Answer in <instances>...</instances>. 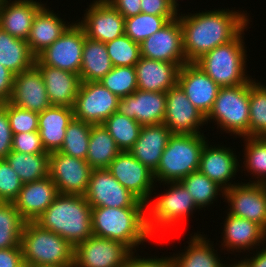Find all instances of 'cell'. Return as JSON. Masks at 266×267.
<instances>
[{
  "instance_id": "obj_57",
  "label": "cell",
  "mask_w": 266,
  "mask_h": 267,
  "mask_svg": "<svg viewBox=\"0 0 266 267\" xmlns=\"http://www.w3.org/2000/svg\"><path fill=\"white\" fill-rule=\"evenodd\" d=\"M173 2V4L176 6V7H179V4L177 3L178 0H171Z\"/></svg>"
},
{
  "instance_id": "obj_16",
  "label": "cell",
  "mask_w": 266,
  "mask_h": 267,
  "mask_svg": "<svg viewBox=\"0 0 266 267\" xmlns=\"http://www.w3.org/2000/svg\"><path fill=\"white\" fill-rule=\"evenodd\" d=\"M163 124L172 134H201L200 127L206 124V117L194 107L184 91L176 85L166 92Z\"/></svg>"
},
{
  "instance_id": "obj_43",
  "label": "cell",
  "mask_w": 266,
  "mask_h": 267,
  "mask_svg": "<svg viewBox=\"0 0 266 267\" xmlns=\"http://www.w3.org/2000/svg\"><path fill=\"white\" fill-rule=\"evenodd\" d=\"M99 82L119 98L126 97L138 89L134 66L113 67Z\"/></svg>"
},
{
  "instance_id": "obj_42",
  "label": "cell",
  "mask_w": 266,
  "mask_h": 267,
  "mask_svg": "<svg viewBox=\"0 0 266 267\" xmlns=\"http://www.w3.org/2000/svg\"><path fill=\"white\" fill-rule=\"evenodd\" d=\"M246 142L244 149V167L247 172L257 178L248 183L266 184V137H243Z\"/></svg>"
},
{
  "instance_id": "obj_31",
  "label": "cell",
  "mask_w": 266,
  "mask_h": 267,
  "mask_svg": "<svg viewBox=\"0 0 266 267\" xmlns=\"http://www.w3.org/2000/svg\"><path fill=\"white\" fill-rule=\"evenodd\" d=\"M106 44L85 37L82 62L79 73L81 82H96L101 80L113 69Z\"/></svg>"
},
{
  "instance_id": "obj_40",
  "label": "cell",
  "mask_w": 266,
  "mask_h": 267,
  "mask_svg": "<svg viewBox=\"0 0 266 267\" xmlns=\"http://www.w3.org/2000/svg\"><path fill=\"white\" fill-rule=\"evenodd\" d=\"M249 137H266V86L250 80Z\"/></svg>"
},
{
  "instance_id": "obj_32",
  "label": "cell",
  "mask_w": 266,
  "mask_h": 267,
  "mask_svg": "<svg viewBox=\"0 0 266 267\" xmlns=\"http://www.w3.org/2000/svg\"><path fill=\"white\" fill-rule=\"evenodd\" d=\"M36 57L31 53L27 40L15 38L0 27V64L14 75L34 66Z\"/></svg>"
},
{
  "instance_id": "obj_52",
  "label": "cell",
  "mask_w": 266,
  "mask_h": 267,
  "mask_svg": "<svg viewBox=\"0 0 266 267\" xmlns=\"http://www.w3.org/2000/svg\"><path fill=\"white\" fill-rule=\"evenodd\" d=\"M14 74L0 64V104L8 102L12 96Z\"/></svg>"
},
{
  "instance_id": "obj_1",
  "label": "cell",
  "mask_w": 266,
  "mask_h": 267,
  "mask_svg": "<svg viewBox=\"0 0 266 267\" xmlns=\"http://www.w3.org/2000/svg\"><path fill=\"white\" fill-rule=\"evenodd\" d=\"M178 18L187 62H195L215 47L232 41L250 22L247 13L229 8L186 15L179 13Z\"/></svg>"
},
{
  "instance_id": "obj_46",
  "label": "cell",
  "mask_w": 266,
  "mask_h": 267,
  "mask_svg": "<svg viewBox=\"0 0 266 267\" xmlns=\"http://www.w3.org/2000/svg\"><path fill=\"white\" fill-rule=\"evenodd\" d=\"M23 186L20 177L6 159H0V202H12Z\"/></svg>"
},
{
  "instance_id": "obj_4",
  "label": "cell",
  "mask_w": 266,
  "mask_h": 267,
  "mask_svg": "<svg viewBox=\"0 0 266 267\" xmlns=\"http://www.w3.org/2000/svg\"><path fill=\"white\" fill-rule=\"evenodd\" d=\"M248 25L230 42L215 47L194 63L220 87L242 85L251 80L246 75V48L244 34Z\"/></svg>"
},
{
  "instance_id": "obj_38",
  "label": "cell",
  "mask_w": 266,
  "mask_h": 267,
  "mask_svg": "<svg viewBox=\"0 0 266 267\" xmlns=\"http://www.w3.org/2000/svg\"><path fill=\"white\" fill-rule=\"evenodd\" d=\"M191 194L195 204L202 210L214 204L218 195L224 197V189L202 174L199 170L192 172L180 181ZM221 191V192H220ZM205 207V208H204Z\"/></svg>"
},
{
  "instance_id": "obj_2",
  "label": "cell",
  "mask_w": 266,
  "mask_h": 267,
  "mask_svg": "<svg viewBox=\"0 0 266 267\" xmlns=\"http://www.w3.org/2000/svg\"><path fill=\"white\" fill-rule=\"evenodd\" d=\"M91 218L92 207L85 196L59 194L35 223L75 247L93 235Z\"/></svg>"
},
{
  "instance_id": "obj_45",
  "label": "cell",
  "mask_w": 266,
  "mask_h": 267,
  "mask_svg": "<svg viewBox=\"0 0 266 267\" xmlns=\"http://www.w3.org/2000/svg\"><path fill=\"white\" fill-rule=\"evenodd\" d=\"M0 105L7 111L13 134L38 132L39 113L14 106L9 101Z\"/></svg>"
},
{
  "instance_id": "obj_36",
  "label": "cell",
  "mask_w": 266,
  "mask_h": 267,
  "mask_svg": "<svg viewBox=\"0 0 266 267\" xmlns=\"http://www.w3.org/2000/svg\"><path fill=\"white\" fill-rule=\"evenodd\" d=\"M25 223L12 202H0V249L20 246Z\"/></svg>"
},
{
  "instance_id": "obj_24",
  "label": "cell",
  "mask_w": 266,
  "mask_h": 267,
  "mask_svg": "<svg viewBox=\"0 0 266 267\" xmlns=\"http://www.w3.org/2000/svg\"><path fill=\"white\" fill-rule=\"evenodd\" d=\"M225 220L221 244L224 248L222 249L226 247V251L239 253L247 250L251 253L250 251L259 245L265 244L266 230L258 223L228 213Z\"/></svg>"
},
{
  "instance_id": "obj_9",
  "label": "cell",
  "mask_w": 266,
  "mask_h": 267,
  "mask_svg": "<svg viewBox=\"0 0 266 267\" xmlns=\"http://www.w3.org/2000/svg\"><path fill=\"white\" fill-rule=\"evenodd\" d=\"M75 22L36 57L34 65H47L79 75L86 33Z\"/></svg>"
},
{
  "instance_id": "obj_11",
  "label": "cell",
  "mask_w": 266,
  "mask_h": 267,
  "mask_svg": "<svg viewBox=\"0 0 266 267\" xmlns=\"http://www.w3.org/2000/svg\"><path fill=\"white\" fill-rule=\"evenodd\" d=\"M132 251L123 243L92 235L74 247V267H126Z\"/></svg>"
},
{
  "instance_id": "obj_34",
  "label": "cell",
  "mask_w": 266,
  "mask_h": 267,
  "mask_svg": "<svg viewBox=\"0 0 266 267\" xmlns=\"http://www.w3.org/2000/svg\"><path fill=\"white\" fill-rule=\"evenodd\" d=\"M116 142L102 125H92L86 161L92 169H105L120 153Z\"/></svg>"
},
{
  "instance_id": "obj_22",
  "label": "cell",
  "mask_w": 266,
  "mask_h": 267,
  "mask_svg": "<svg viewBox=\"0 0 266 267\" xmlns=\"http://www.w3.org/2000/svg\"><path fill=\"white\" fill-rule=\"evenodd\" d=\"M238 167L240 165L236 153L230 147L209 146L208 141L206 142L200 156L199 171L202 174L227 190L235 185L230 180L239 171Z\"/></svg>"
},
{
  "instance_id": "obj_19",
  "label": "cell",
  "mask_w": 266,
  "mask_h": 267,
  "mask_svg": "<svg viewBox=\"0 0 266 267\" xmlns=\"http://www.w3.org/2000/svg\"><path fill=\"white\" fill-rule=\"evenodd\" d=\"M177 85L206 117L213 107L220 86L194 62H187L180 67Z\"/></svg>"
},
{
  "instance_id": "obj_48",
  "label": "cell",
  "mask_w": 266,
  "mask_h": 267,
  "mask_svg": "<svg viewBox=\"0 0 266 267\" xmlns=\"http://www.w3.org/2000/svg\"><path fill=\"white\" fill-rule=\"evenodd\" d=\"M178 7L171 0H141V12L156 16H178Z\"/></svg>"
},
{
  "instance_id": "obj_20",
  "label": "cell",
  "mask_w": 266,
  "mask_h": 267,
  "mask_svg": "<svg viewBox=\"0 0 266 267\" xmlns=\"http://www.w3.org/2000/svg\"><path fill=\"white\" fill-rule=\"evenodd\" d=\"M166 92L136 90L120 98L116 112L137 121L141 126L163 123Z\"/></svg>"
},
{
  "instance_id": "obj_28",
  "label": "cell",
  "mask_w": 266,
  "mask_h": 267,
  "mask_svg": "<svg viewBox=\"0 0 266 267\" xmlns=\"http://www.w3.org/2000/svg\"><path fill=\"white\" fill-rule=\"evenodd\" d=\"M41 73L51 106L74 107L80 86L78 74L47 65H34Z\"/></svg>"
},
{
  "instance_id": "obj_35",
  "label": "cell",
  "mask_w": 266,
  "mask_h": 267,
  "mask_svg": "<svg viewBox=\"0 0 266 267\" xmlns=\"http://www.w3.org/2000/svg\"><path fill=\"white\" fill-rule=\"evenodd\" d=\"M50 154H26L11 151L6 161L20 177L23 184L38 181L49 176Z\"/></svg>"
},
{
  "instance_id": "obj_10",
  "label": "cell",
  "mask_w": 266,
  "mask_h": 267,
  "mask_svg": "<svg viewBox=\"0 0 266 267\" xmlns=\"http://www.w3.org/2000/svg\"><path fill=\"white\" fill-rule=\"evenodd\" d=\"M119 100L99 81L81 82L73 107L74 118L91 125H102L116 112Z\"/></svg>"
},
{
  "instance_id": "obj_30",
  "label": "cell",
  "mask_w": 266,
  "mask_h": 267,
  "mask_svg": "<svg viewBox=\"0 0 266 267\" xmlns=\"http://www.w3.org/2000/svg\"><path fill=\"white\" fill-rule=\"evenodd\" d=\"M74 118L72 107L50 106L39 113L38 132L49 154L59 151L66 135V128Z\"/></svg>"
},
{
  "instance_id": "obj_29",
  "label": "cell",
  "mask_w": 266,
  "mask_h": 267,
  "mask_svg": "<svg viewBox=\"0 0 266 267\" xmlns=\"http://www.w3.org/2000/svg\"><path fill=\"white\" fill-rule=\"evenodd\" d=\"M71 25L66 24L60 16L49 10L45 5L37 12L33 19L27 43L31 53L37 57L42 51L57 40Z\"/></svg>"
},
{
  "instance_id": "obj_23",
  "label": "cell",
  "mask_w": 266,
  "mask_h": 267,
  "mask_svg": "<svg viewBox=\"0 0 266 267\" xmlns=\"http://www.w3.org/2000/svg\"><path fill=\"white\" fill-rule=\"evenodd\" d=\"M58 195L56 185L48 176L23 184L13 204L26 222H35Z\"/></svg>"
},
{
  "instance_id": "obj_5",
  "label": "cell",
  "mask_w": 266,
  "mask_h": 267,
  "mask_svg": "<svg viewBox=\"0 0 266 267\" xmlns=\"http://www.w3.org/2000/svg\"><path fill=\"white\" fill-rule=\"evenodd\" d=\"M208 140L204 134H172L153 173L155 182H178L199 170L202 149ZM160 181V182H159Z\"/></svg>"
},
{
  "instance_id": "obj_17",
  "label": "cell",
  "mask_w": 266,
  "mask_h": 267,
  "mask_svg": "<svg viewBox=\"0 0 266 267\" xmlns=\"http://www.w3.org/2000/svg\"><path fill=\"white\" fill-rule=\"evenodd\" d=\"M85 11L77 22L86 37L106 43L125 34V18L107 0H94Z\"/></svg>"
},
{
  "instance_id": "obj_55",
  "label": "cell",
  "mask_w": 266,
  "mask_h": 267,
  "mask_svg": "<svg viewBox=\"0 0 266 267\" xmlns=\"http://www.w3.org/2000/svg\"><path fill=\"white\" fill-rule=\"evenodd\" d=\"M222 267H250L247 260L244 258L241 261H236V263H233L232 265H228V264H222Z\"/></svg>"
},
{
  "instance_id": "obj_49",
  "label": "cell",
  "mask_w": 266,
  "mask_h": 267,
  "mask_svg": "<svg viewBox=\"0 0 266 267\" xmlns=\"http://www.w3.org/2000/svg\"><path fill=\"white\" fill-rule=\"evenodd\" d=\"M13 133L7 111L0 105V159H5L12 151Z\"/></svg>"
},
{
  "instance_id": "obj_50",
  "label": "cell",
  "mask_w": 266,
  "mask_h": 267,
  "mask_svg": "<svg viewBox=\"0 0 266 267\" xmlns=\"http://www.w3.org/2000/svg\"><path fill=\"white\" fill-rule=\"evenodd\" d=\"M135 251H133L126 263V267H176L175 261L171 257H161L157 258H141L142 256H134ZM139 257V258H138Z\"/></svg>"
},
{
  "instance_id": "obj_51",
  "label": "cell",
  "mask_w": 266,
  "mask_h": 267,
  "mask_svg": "<svg viewBox=\"0 0 266 267\" xmlns=\"http://www.w3.org/2000/svg\"><path fill=\"white\" fill-rule=\"evenodd\" d=\"M0 267H25L21 246L0 249Z\"/></svg>"
},
{
  "instance_id": "obj_47",
  "label": "cell",
  "mask_w": 266,
  "mask_h": 267,
  "mask_svg": "<svg viewBox=\"0 0 266 267\" xmlns=\"http://www.w3.org/2000/svg\"><path fill=\"white\" fill-rule=\"evenodd\" d=\"M12 151L26 154H49L42 144L39 132L13 134Z\"/></svg>"
},
{
  "instance_id": "obj_37",
  "label": "cell",
  "mask_w": 266,
  "mask_h": 267,
  "mask_svg": "<svg viewBox=\"0 0 266 267\" xmlns=\"http://www.w3.org/2000/svg\"><path fill=\"white\" fill-rule=\"evenodd\" d=\"M102 126L110 133L120 151H129L138 140L141 125L132 118L117 112L108 117Z\"/></svg>"
},
{
  "instance_id": "obj_44",
  "label": "cell",
  "mask_w": 266,
  "mask_h": 267,
  "mask_svg": "<svg viewBox=\"0 0 266 267\" xmlns=\"http://www.w3.org/2000/svg\"><path fill=\"white\" fill-rule=\"evenodd\" d=\"M105 44L114 67L135 66L141 57L140 44L132 41L126 34Z\"/></svg>"
},
{
  "instance_id": "obj_27",
  "label": "cell",
  "mask_w": 266,
  "mask_h": 267,
  "mask_svg": "<svg viewBox=\"0 0 266 267\" xmlns=\"http://www.w3.org/2000/svg\"><path fill=\"white\" fill-rule=\"evenodd\" d=\"M171 135L163 123L142 126L138 140L128 152L154 173Z\"/></svg>"
},
{
  "instance_id": "obj_6",
  "label": "cell",
  "mask_w": 266,
  "mask_h": 267,
  "mask_svg": "<svg viewBox=\"0 0 266 267\" xmlns=\"http://www.w3.org/2000/svg\"><path fill=\"white\" fill-rule=\"evenodd\" d=\"M20 246L24 266L74 265V246L35 222L25 223Z\"/></svg>"
},
{
  "instance_id": "obj_8",
  "label": "cell",
  "mask_w": 266,
  "mask_h": 267,
  "mask_svg": "<svg viewBox=\"0 0 266 267\" xmlns=\"http://www.w3.org/2000/svg\"><path fill=\"white\" fill-rule=\"evenodd\" d=\"M166 185L168 190L149 203L150 206H146L147 225L152 235L156 234L159 228L166 230L172 226L176 227L181 220L184 221L183 219L189 218V215L200 209L180 181L167 182Z\"/></svg>"
},
{
  "instance_id": "obj_7",
  "label": "cell",
  "mask_w": 266,
  "mask_h": 267,
  "mask_svg": "<svg viewBox=\"0 0 266 267\" xmlns=\"http://www.w3.org/2000/svg\"><path fill=\"white\" fill-rule=\"evenodd\" d=\"M250 81L233 87H220L206 124L213 119L217 127L231 135L249 137Z\"/></svg>"
},
{
  "instance_id": "obj_54",
  "label": "cell",
  "mask_w": 266,
  "mask_h": 267,
  "mask_svg": "<svg viewBox=\"0 0 266 267\" xmlns=\"http://www.w3.org/2000/svg\"><path fill=\"white\" fill-rule=\"evenodd\" d=\"M263 248L256 250V253L253 254L254 256L246 257L248 264L250 267H266V245H262ZM258 251V252H257Z\"/></svg>"
},
{
  "instance_id": "obj_41",
  "label": "cell",
  "mask_w": 266,
  "mask_h": 267,
  "mask_svg": "<svg viewBox=\"0 0 266 267\" xmlns=\"http://www.w3.org/2000/svg\"><path fill=\"white\" fill-rule=\"evenodd\" d=\"M177 17L156 16L141 12L133 17L125 18V34L132 41L140 44Z\"/></svg>"
},
{
  "instance_id": "obj_26",
  "label": "cell",
  "mask_w": 266,
  "mask_h": 267,
  "mask_svg": "<svg viewBox=\"0 0 266 267\" xmlns=\"http://www.w3.org/2000/svg\"><path fill=\"white\" fill-rule=\"evenodd\" d=\"M10 1L0 4V27L15 38L27 40L33 19L44 4L37 0Z\"/></svg>"
},
{
  "instance_id": "obj_21",
  "label": "cell",
  "mask_w": 266,
  "mask_h": 267,
  "mask_svg": "<svg viewBox=\"0 0 266 267\" xmlns=\"http://www.w3.org/2000/svg\"><path fill=\"white\" fill-rule=\"evenodd\" d=\"M9 102L37 113L51 106L43 77L35 66L14 76L13 92Z\"/></svg>"
},
{
  "instance_id": "obj_25",
  "label": "cell",
  "mask_w": 266,
  "mask_h": 267,
  "mask_svg": "<svg viewBox=\"0 0 266 267\" xmlns=\"http://www.w3.org/2000/svg\"><path fill=\"white\" fill-rule=\"evenodd\" d=\"M184 64L140 57L134 66L138 90L167 92L177 85L179 69Z\"/></svg>"
},
{
  "instance_id": "obj_13",
  "label": "cell",
  "mask_w": 266,
  "mask_h": 267,
  "mask_svg": "<svg viewBox=\"0 0 266 267\" xmlns=\"http://www.w3.org/2000/svg\"><path fill=\"white\" fill-rule=\"evenodd\" d=\"M92 170L84 159L70 157L59 151L50 153L49 177L59 194L84 196Z\"/></svg>"
},
{
  "instance_id": "obj_33",
  "label": "cell",
  "mask_w": 266,
  "mask_h": 267,
  "mask_svg": "<svg viewBox=\"0 0 266 267\" xmlns=\"http://www.w3.org/2000/svg\"><path fill=\"white\" fill-rule=\"evenodd\" d=\"M189 239L185 252L173 254L176 267H222L217 250L213 243L203 234L195 233ZM216 252V253H215Z\"/></svg>"
},
{
  "instance_id": "obj_18",
  "label": "cell",
  "mask_w": 266,
  "mask_h": 267,
  "mask_svg": "<svg viewBox=\"0 0 266 267\" xmlns=\"http://www.w3.org/2000/svg\"><path fill=\"white\" fill-rule=\"evenodd\" d=\"M140 55L169 63H187L179 18L171 20L162 29L140 43Z\"/></svg>"
},
{
  "instance_id": "obj_3",
  "label": "cell",
  "mask_w": 266,
  "mask_h": 267,
  "mask_svg": "<svg viewBox=\"0 0 266 267\" xmlns=\"http://www.w3.org/2000/svg\"><path fill=\"white\" fill-rule=\"evenodd\" d=\"M146 210V207H92V233L119 241L136 252V248L152 236Z\"/></svg>"
},
{
  "instance_id": "obj_53",
  "label": "cell",
  "mask_w": 266,
  "mask_h": 267,
  "mask_svg": "<svg viewBox=\"0 0 266 267\" xmlns=\"http://www.w3.org/2000/svg\"><path fill=\"white\" fill-rule=\"evenodd\" d=\"M124 18L141 13V0H107Z\"/></svg>"
},
{
  "instance_id": "obj_39",
  "label": "cell",
  "mask_w": 266,
  "mask_h": 267,
  "mask_svg": "<svg viewBox=\"0 0 266 267\" xmlns=\"http://www.w3.org/2000/svg\"><path fill=\"white\" fill-rule=\"evenodd\" d=\"M91 126L89 123L73 118L66 128L64 142L59 152L70 157L86 160Z\"/></svg>"
},
{
  "instance_id": "obj_56",
  "label": "cell",
  "mask_w": 266,
  "mask_h": 267,
  "mask_svg": "<svg viewBox=\"0 0 266 267\" xmlns=\"http://www.w3.org/2000/svg\"><path fill=\"white\" fill-rule=\"evenodd\" d=\"M25 267H74V265H32Z\"/></svg>"
},
{
  "instance_id": "obj_15",
  "label": "cell",
  "mask_w": 266,
  "mask_h": 267,
  "mask_svg": "<svg viewBox=\"0 0 266 267\" xmlns=\"http://www.w3.org/2000/svg\"><path fill=\"white\" fill-rule=\"evenodd\" d=\"M228 214L258 223L266 230V184L235 183L224 191Z\"/></svg>"
},
{
  "instance_id": "obj_12",
  "label": "cell",
  "mask_w": 266,
  "mask_h": 267,
  "mask_svg": "<svg viewBox=\"0 0 266 267\" xmlns=\"http://www.w3.org/2000/svg\"><path fill=\"white\" fill-rule=\"evenodd\" d=\"M85 198L91 207H146L105 169H93Z\"/></svg>"
},
{
  "instance_id": "obj_14",
  "label": "cell",
  "mask_w": 266,
  "mask_h": 267,
  "mask_svg": "<svg viewBox=\"0 0 266 267\" xmlns=\"http://www.w3.org/2000/svg\"><path fill=\"white\" fill-rule=\"evenodd\" d=\"M107 169L123 187L140 201L149 203L152 192L156 188L153 172L128 151H121Z\"/></svg>"
}]
</instances>
